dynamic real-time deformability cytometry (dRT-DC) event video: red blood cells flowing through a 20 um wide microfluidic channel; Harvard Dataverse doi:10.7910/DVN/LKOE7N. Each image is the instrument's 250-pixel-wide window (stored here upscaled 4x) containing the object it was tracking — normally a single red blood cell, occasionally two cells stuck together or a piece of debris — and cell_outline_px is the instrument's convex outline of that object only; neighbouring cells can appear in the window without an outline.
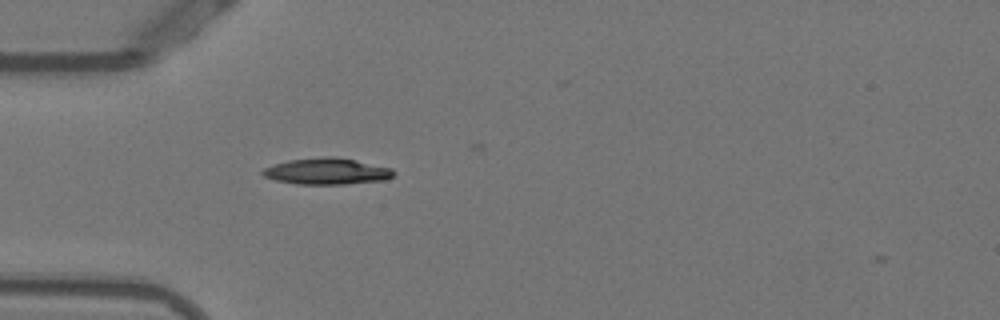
{"species": "Egyptian fruit bat (a non-hibernating species)", "species_latin": "Rousettus aegyptiacus", "temperature_condition": "warm", "stored_images_in_passage": 28, "camera_frame_rate_fps": 3000, "um_per_image_px": 0.085, "animal": {"sex": "female"}, "frame": {"image": 1, "passage_image": 1, "time_ms": 0.0, "image_size_px": [1000, 320], "cell_outline_px": [[396, 172], [392, 176], [384, 180], [344, 184], [296, 184], [276, 180], [264, 176], [260, 172], [264, 168], [288, 160], [324, 156], [332, 156], [392, 168]], "centroid_in_image_um": [27.76, 14.56], "position_along_channel_um": 57.2, "area_um2": 19.88}}
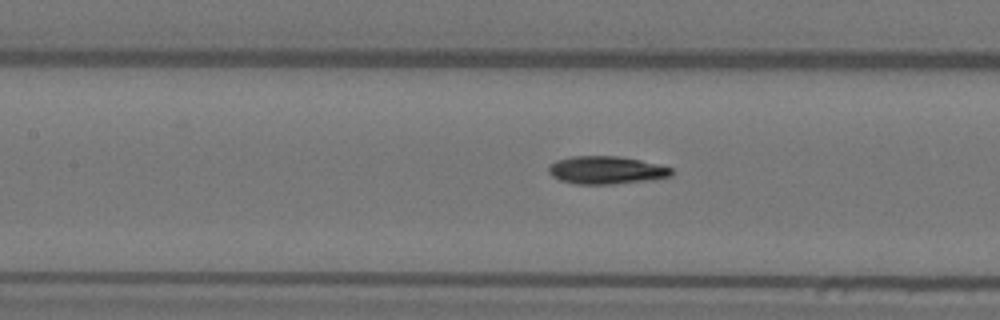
{"frame": {"image": 2, "passage_image": 9, "time_ms": 2.667, "image_size_px": [1000, 320], "cell_outline_px": [[672, 176], [648, 180], [612, 184], [576, 184], [560, 180], [552, 176], [548, 172], [548, 168], [556, 160], [572, 156], [616, 156], [640, 160], [660, 164], [672, 168]], "centroid_in_image_um": [51.53, 14.46], "position_along_channel_um": 155.9, "area_um2": 19.88}}
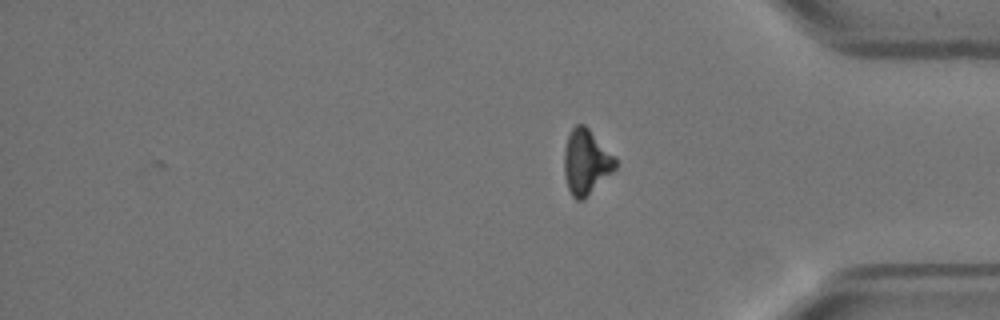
{"frame": {"image": 3, "passage_image": 28, "time_ms": 9.0, "image_size_px": [1000, 320], "cell_outline_px": [[616, 168], [584, 200], [576, 200], [572, 196], [568, 188], [564, 176], [564, 148], [568, 136], [572, 128], [576, 124], [584, 124], [616, 156]], "centroid_in_image_um": [49.82, 13.77], "position_along_channel_um": 385.4, "area_um2": 19.54}, "authors_computed_cell_mechanics": {"area_um2": 19.6809, "velocity_mm_per_s": 3.8549, "shape_relaxation_time_tau1_ms": 7.6969, "shape_relaxation_time_tau2_ms": null, "deformation_change_tau1": 0.2112, "deformation_change_tau2": null}}